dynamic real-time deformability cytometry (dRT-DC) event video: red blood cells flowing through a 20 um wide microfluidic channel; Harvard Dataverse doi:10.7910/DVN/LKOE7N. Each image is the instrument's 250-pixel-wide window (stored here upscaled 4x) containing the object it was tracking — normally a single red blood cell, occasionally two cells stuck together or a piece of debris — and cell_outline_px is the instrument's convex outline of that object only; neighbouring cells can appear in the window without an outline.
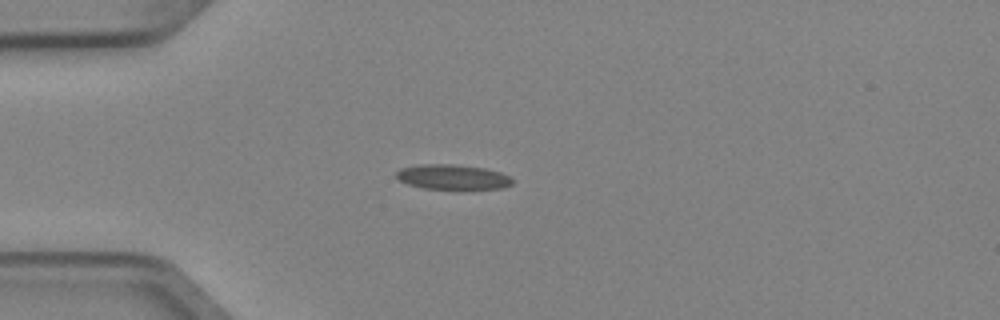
{"species": "Egyptian fruit bat (a non-hibernating species)", "species_latin": "Rousettus aegyptiacus", "temperature_condition": "cold", "stored_images_in_passage": 3, "camera_frame_rate_fps": 3000, "um_per_image_px": 0.085, "animal": {"sex": "female"}, "frame": {"image": 1, "passage_image": 3, "time_ms": 0.667, "image_size_px": [1000, 320], "cell_outline_px": [[512, 184], [504, 188], [424, 188], [408, 184], [400, 180], [396, 176], [396, 172], [400, 168], [416, 164], [456, 164], [484, 168], [500, 172], [512, 176]], "centroid_in_image_um": [38.47, 15.02], "position_along_channel_um": 46.5, "area_um2": 16.76}}